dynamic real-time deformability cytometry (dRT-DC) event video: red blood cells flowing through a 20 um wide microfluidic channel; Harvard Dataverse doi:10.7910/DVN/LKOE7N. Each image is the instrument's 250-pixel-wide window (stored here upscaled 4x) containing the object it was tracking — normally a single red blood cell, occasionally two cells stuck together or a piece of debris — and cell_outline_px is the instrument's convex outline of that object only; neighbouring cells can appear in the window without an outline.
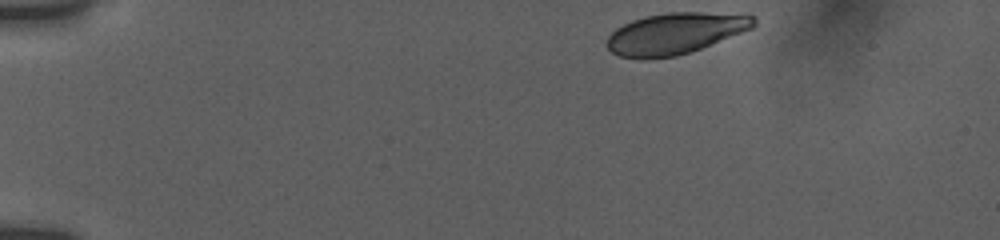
{"species": "human", "species_latin": "Homo sapiens", "temperature_condition": "room temperature", "stored_images_in_passage": 21, "camera_frame_rate_fps": 3000, "um_per_image_px": 0.085, "donor": {"sex": "female"}, "frame": {"image": 1, "passage_image": 1, "time_ms": 0.0, "image_size_px": [1000, 240], "cell_outline_px": [[756, 24], [752, 28], [700, 48], [676, 56], [620, 56], [612, 52], [604, 44], [608, 36], [616, 28], [632, 20], [644, 16], [668, 12], [748, 12], [756, 16]], "centroid_in_image_um": [57.48, 2.77], "position_along_channel_um": 27.5, "area_um2": 35.08}}
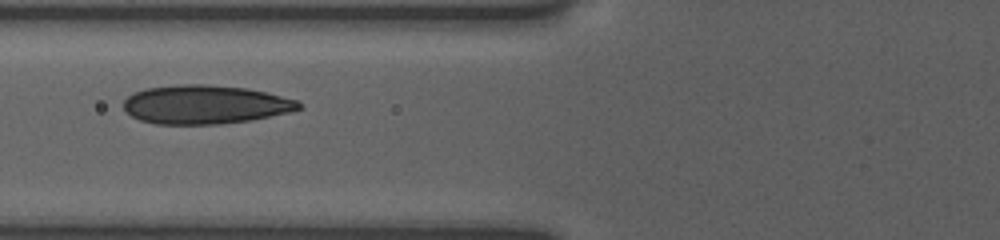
{"frame": {"image": 2, "passage_image": 16, "time_ms": 4.667, "image_size_px": [1000, 240], "cell_outline_px": [[304, 108], [288, 112], [248, 120], [220, 124], [156, 124], [140, 120], [132, 116], [124, 108], [124, 100], [132, 92], [148, 88], [180, 84], [204, 84], [248, 88], [296, 100]], "centroid_in_image_um": [17.4, 8.88], "position_along_channel_um": 108.4, "area_um2": 39.3}}
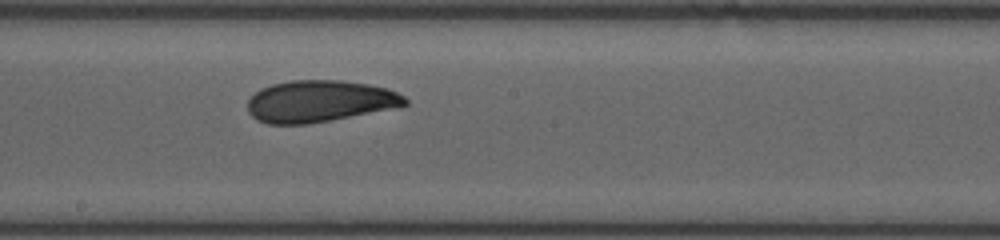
{"frame": {"image": 3, "passage_image": 21, "time_ms": 7.667, "image_size_px": [1000, 240], "cell_outline_px": [[408, 104], [400, 108], [308, 124], [268, 124], [256, 120], [248, 112], [248, 100], [260, 88], [272, 84], [292, 80], [340, 80], [368, 84], [388, 88], [404, 96], [408, 100]], "centroid_in_image_um": [27.21, 8.61], "position_along_channel_um": 221.0, "area_um2": 38.67}}